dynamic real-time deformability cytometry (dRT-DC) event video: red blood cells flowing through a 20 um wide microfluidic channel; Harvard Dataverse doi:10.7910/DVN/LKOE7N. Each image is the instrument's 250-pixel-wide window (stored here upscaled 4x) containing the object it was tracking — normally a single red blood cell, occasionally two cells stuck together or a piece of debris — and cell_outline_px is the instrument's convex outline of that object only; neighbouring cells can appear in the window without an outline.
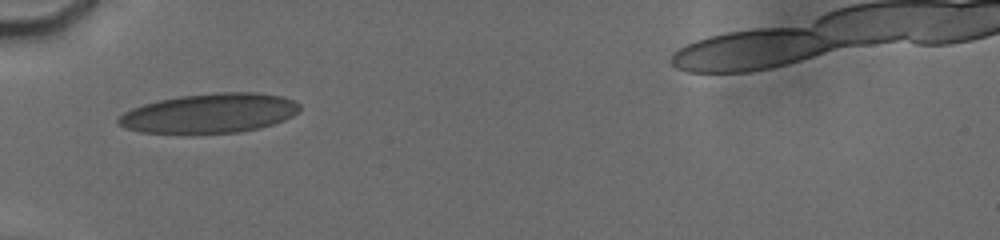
{"species": "human", "species_latin": "Homo sapiens", "temperature_condition": "cold", "stored_images_in_passage": 8, "camera_frame_rate_fps": 3000, "um_per_image_px": 0.085, "donor": {"sex": "male"}, "frame": {"image": 1, "passage_image": 1, "time_ms": 0.0, "image_size_px": [1000, 240], "cell_outline_px": [[300, 108], [292, 116], [284, 120], [260, 128], [240, 132], [184, 136], [140, 132], [128, 128], [120, 124], [116, 120], [124, 112], [132, 108], [144, 104], [160, 100], [180, 96], [220, 92], [252, 92], [280, 96], [292, 100], [300, 104]], "centroid_in_image_um": [17.78, 9.67], "position_along_channel_um": 67.2, "area_um2": 42.43}}
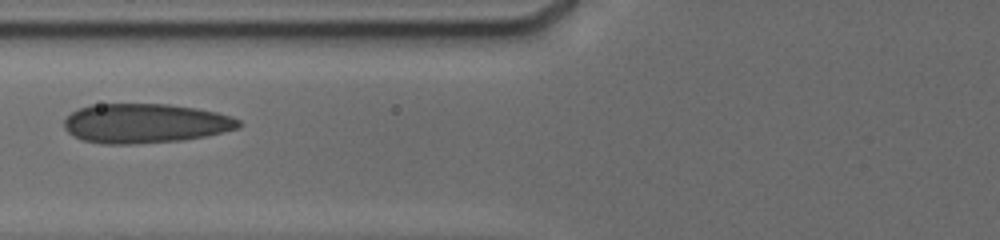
{"frame": {"image": 2, "passage_image": 6, "time_ms": 1.333, "image_size_px": [1000, 240], "cell_outline_px": [[240, 128], [204, 136], [184, 140], [132, 144], [100, 144], [84, 140], [68, 132], [64, 128], [64, 120], [72, 112], [80, 108], [92, 104], [168, 104], [196, 108], [216, 112], [232, 116], [240, 120]], "centroid_in_image_um": [12.35, 10.48], "position_along_channel_um": 113.5, "area_um2": 40.11}}